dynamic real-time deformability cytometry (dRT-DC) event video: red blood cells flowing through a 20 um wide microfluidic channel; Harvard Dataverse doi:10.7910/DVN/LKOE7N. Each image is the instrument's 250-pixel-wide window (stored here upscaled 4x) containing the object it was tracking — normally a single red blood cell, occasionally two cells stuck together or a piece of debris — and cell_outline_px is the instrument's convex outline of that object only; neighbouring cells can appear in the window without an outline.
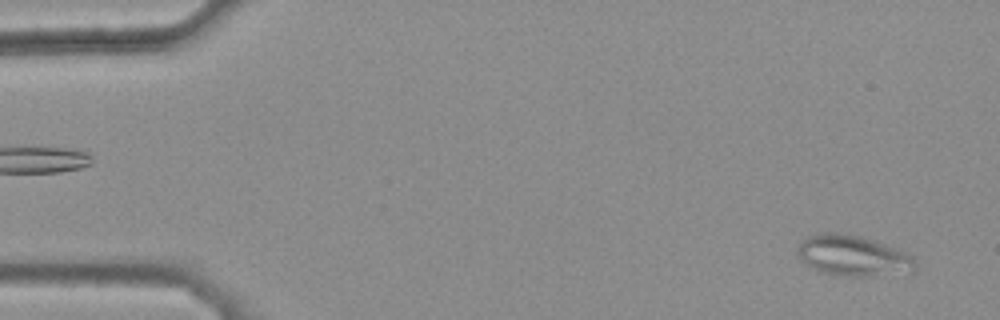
{"species": "common noctule bat (a hibernating species)", "species_latin": "Nyctalus noctula", "temperature_condition": "warm", "stored_images_in_passage": 43, "camera_frame_rate_fps": 3000, "um_per_image_px": 0.085, "animal": {"sex": "female", "body_mass_g": 25.1}, "frame": {"image": 1, "passage_image": 2, "time_ms": 0.333, "image_size_px": [1000, 320], "cell_outline_px": [[916, 268], [912, 272], [872, 276], [844, 276], [820, 272], [796, 256], [796, 248], [800, 240], [808, 236], [824, 232], [848, 232], [884, 244], [904, 252], [912, 256], [916, 260]], "centroid_in_image_um": [72.47, 21.72], "position_along_channel_um": 12.5, "area_um2": 28.15}}
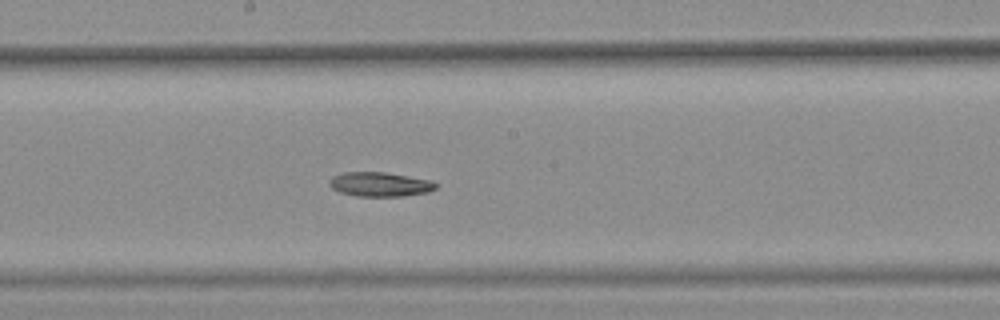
{"frame": {"image": 2, "passage_image": 27, "time_ms": 8.667, "image_size_px": [1000, 320], "cell_outline_px": [[440, 184], [436, 188], [428, 192], [404, 196], [356, 196], [340, 192], [332, 188], [328, 184], [328, 180], [332, 176], [344, 172], [384, 172], [408, 176], [428, 180]], "centroid_in_image_um": [32.27, 15.67], "position_along_channel_um": 215.9, "area_um2": 15.14}}
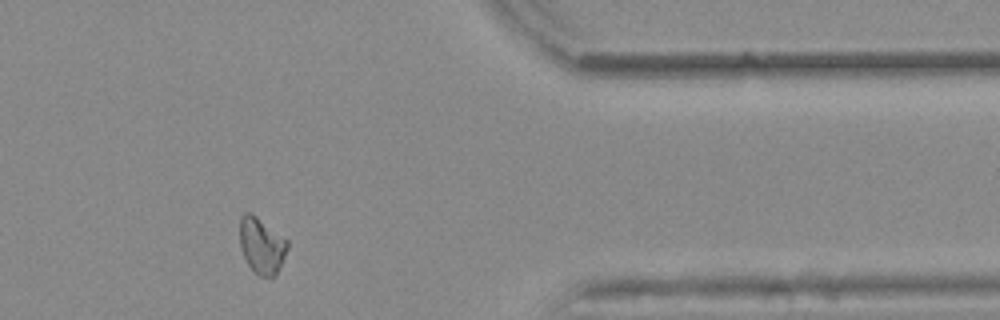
{"frame": {"image": 3, "passage_image": 42, "time_ms": 13.667, "image_size_px": [1000, 320], "cell_outline_px": [[288, 248], [276, 276], [260, 276], [248, 264], [244, 256], [240, 244], [240, 216], [244, 212], [248, 212], [256, 216], [288, 240]], "centroid_in_image_um": [22.25, 20.86], "position_along_channel_um": 389.2, "area_um2": 15.37}}